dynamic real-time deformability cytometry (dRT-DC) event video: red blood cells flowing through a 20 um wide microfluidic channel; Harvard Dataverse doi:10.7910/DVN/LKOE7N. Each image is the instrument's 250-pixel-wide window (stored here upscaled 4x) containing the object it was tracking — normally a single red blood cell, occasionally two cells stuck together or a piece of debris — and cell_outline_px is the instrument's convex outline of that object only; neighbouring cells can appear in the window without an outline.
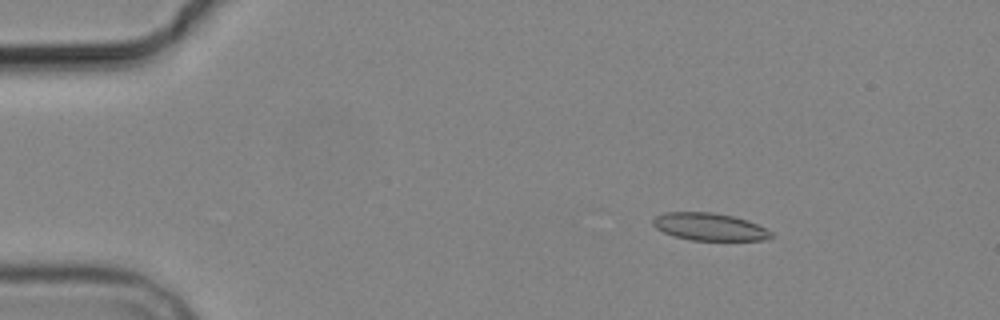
{"species": "common noctule bat (a hibernating species)", "species_latin": "Nyctalus noctula", "temperature_condition": "cold", "stored_images_in_passage": 9, "camera_frame_rate_fps": 3000, "um_per_image_px": 0.085, "animal": {"sex": "male", "body_mass_g": 19.2, "forearm_length_mm": 51.8}, "frame": {"image": 1, "passage_image": 2, "time_ms": 1.0, "image_size_px": [1000, 320], "cell_outline_px": [[772, 236], [764, 240], [692, 240], [676, 236], [664, 232], [656, 228], [652, 224], [652, 220], [656, 216], [664, 212], [712, 212], [732, 216], [748, 220], [772, 232]], "centroid_in_image_um": [60.28, 19.27], "position_along_channel_um": 24.7, "area_um2": 18.73}}
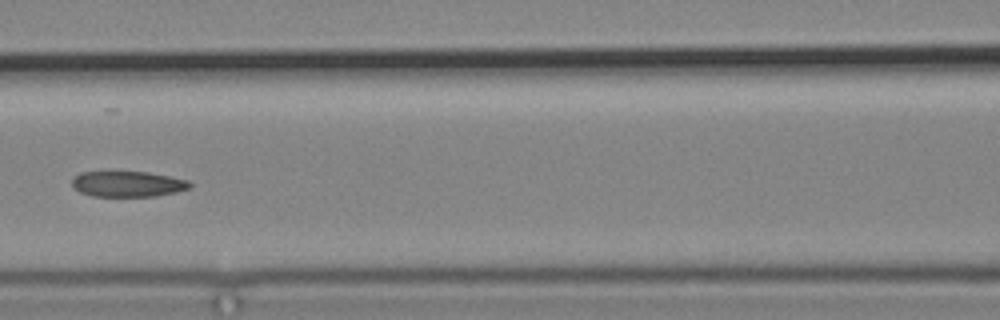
{"frame": {"image": 2, "passage_image": 6, "time_ms": 6.667, "image_size_px": [1000, 320], "cell_outline_px": [[192, 184], [188, 188], [176, 192], [156, 196], [92, 196], [80, 192], [72, 188], [72, 180], [80, 172], [148, 172], [188, 180]], "centroid_in_image_um": [10.84, 15.64], "position_along_channel_um": 155.8, "area_um2": 17.51}}
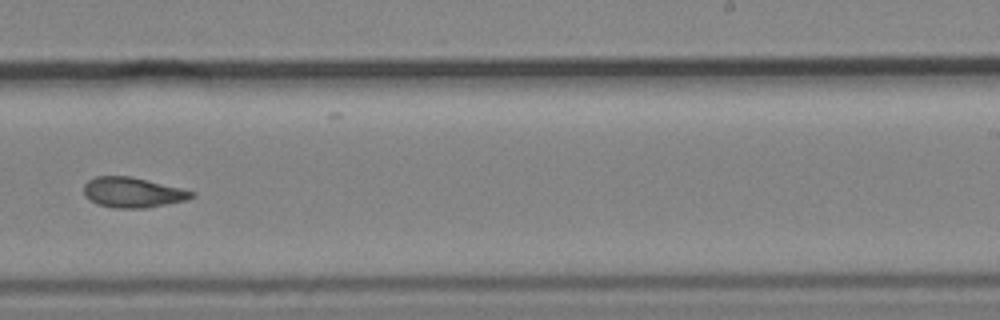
{"frame": {"image": 3, "passage_image": 9, "time_ms": 10.0, "image_size_px": [1000, 320], "cell_outline_px": [[196, 196], [184, 200], [144, 208], [116, 208], [100, 204], [88, 200], [84, 196], [84, 184], [88, 180], [96, 176], [128, 176], [180, 188], [196, 192]], "centroid_in_image_um": [11.24, 16.35], "position_along_channel_um": 277.8, "area_um2": 18.67}}